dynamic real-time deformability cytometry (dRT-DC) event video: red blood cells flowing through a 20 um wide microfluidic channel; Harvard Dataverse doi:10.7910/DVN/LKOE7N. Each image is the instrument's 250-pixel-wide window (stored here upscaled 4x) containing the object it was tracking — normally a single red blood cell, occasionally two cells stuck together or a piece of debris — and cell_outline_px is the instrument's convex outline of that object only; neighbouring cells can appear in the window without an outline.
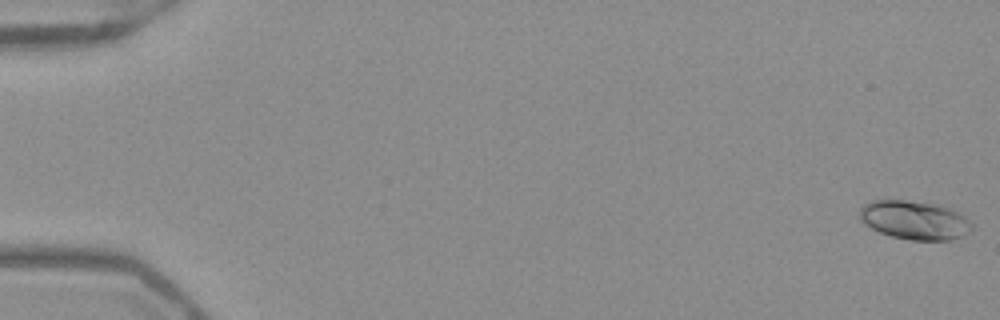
{"species": "Egyptian fruit bat (a non-hibernating species)", "species_latin": "Rousettus aegyptiacus", "temperature_condition": "warm", "stored_images_in_passage": 53, "camera_frame_rate_fps": 3000, "um_per_image_px": 0.085, "frame": {"image": 1, "passage_image": 1, "time_ms": 0.0, "image_size_px": [1000, 320], "cell_outline_px": [[972, 228], [964, 236], [952, 240], [912, 240], [892, 236], [880, 232], [864, 224], [860, 220], [860, 208], [864, 204], [872, 200], [904, 200], [936, 204], [948, 208], [964, 216], [972, 224]], "centroid_in_image_um": [77.72, 18.71], "position_along_channel_um": 7.3, "area_um2": 25.2}}
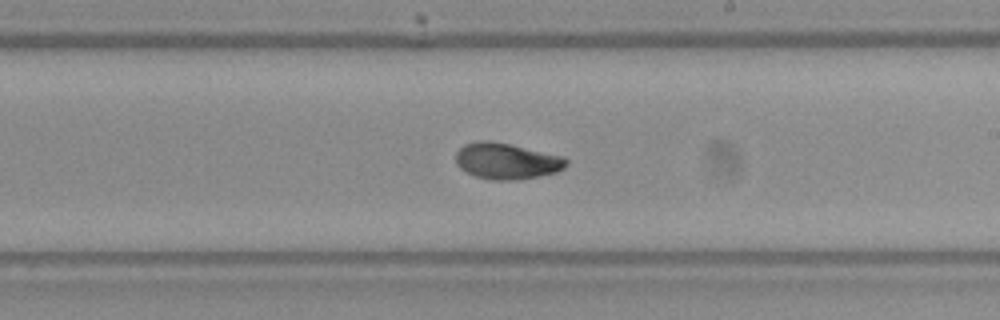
{"frame": {"image": 2, "passage_image": 32, "time_ms": 10.333, "image_size_px": [1000, 320], "cell_outline_px": [[568, 164], [564, 168], [556, 172], [516, 180], [492, 180], [476, 176], [460, 168], [456, 164], [456, 152], [464, 144], [476, 140], [492, 140], [564, 156], [568, 160]], "centroid_in_image_um": [43.06, 13.67], "position_along_channel_um": 245.9, "area_um2": 23.35}}
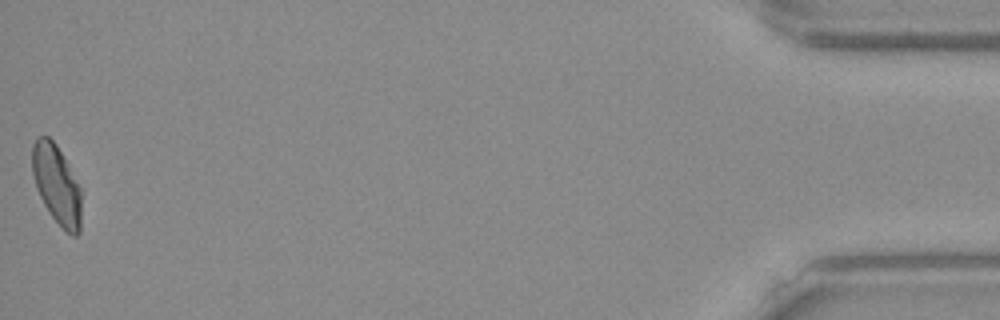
{"frame": {"image": 3, "passage_image": 53, "time_ms": 17.333, "image_size_px": [1000, 320], "cell_outline_px": [[80, 232], [76, 236], [72, 236], [52, 216], [44, 204], [36, 188], [32, 172], [32, 144], [36, 136], [48, 136], [56, 144], [80, 188]], "centroid_in_image_um": [4.78, 15.66], "position_along_channel_um": 430.4, "area_um2": 22.2}, "authors_computed_cell_mechanics": {"area_um2": 22.8888, "velocity_mm_per_s": 3.9292, "shape_relaxation_time_tau1_ms": 4.8806, "shape_relaxation_time_tau2_ms": 1.5736, "deformation_change_tau1": 0.1668, "deformation_change_tau2": 0.0425}}